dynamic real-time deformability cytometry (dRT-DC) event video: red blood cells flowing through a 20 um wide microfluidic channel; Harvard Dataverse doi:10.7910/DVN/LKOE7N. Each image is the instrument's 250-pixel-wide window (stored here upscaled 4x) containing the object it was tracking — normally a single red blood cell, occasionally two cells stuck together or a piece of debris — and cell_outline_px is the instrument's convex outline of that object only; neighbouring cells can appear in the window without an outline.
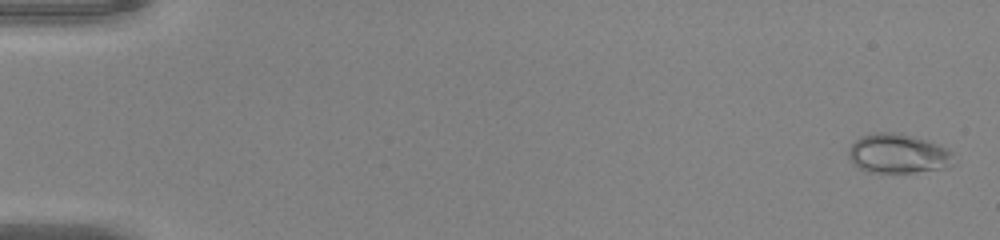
{"species": "common noctule bat (a hibernating species)", "species_latin": "Nyctalus noctula", "temperature_condition": "warm", "stored_images_in_passage": 51, "camera_frame_rate_fps": 3000, "um_per_image_px": 0.085, "animal": {"sex": "male", "body_mass_g": 20.0, "forearm_length_mm": 53.3}, "frame": {"image": 1, "passage_image": 2, "time_ms": 0.333, "image_size_px": [1000, 240], "cell_outline_px": [[952, 164], [948, 168], [912, 172], [868, 172], [852, 164], [848, 156], [848, 148], [860, 136], [872, 132], [900, 132], [928, 140], [948, 148], [952, 152]], "centroid_in_image_um": [76.32, 13.04], "position_along_channel_um": 8.7, "area_um2": 24.45}}
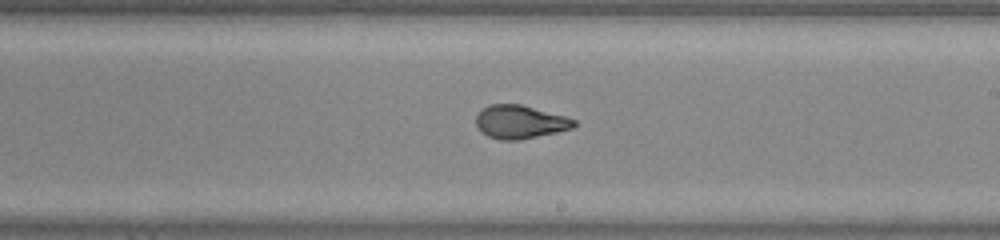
{"frame": {"image": 2, "passage_image": 31, "time_ms": 10.0, "image_size_px": [1000, 240], "cell_outline_px": [[576, 124], [572, 128], [556, 132], [520, 140], [500, 140], [488, 136], [480, 132], [476, 124], [476, 116], [484, 108], [492, 104], [520, 104], [564, 116], [576, 120]], "centroid_in_image_um": [44.18, 10.37], "position_along_channel_um": 244.8, "area_um2": 18.84}}
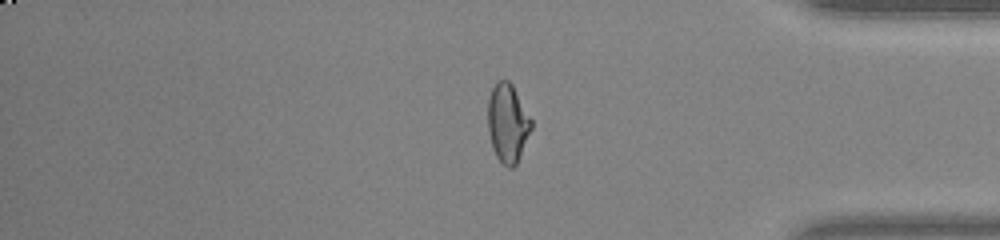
{"frame": {"image": 3, "passage_image": 43, "time_ms": 14.0, "image_size_px": [1000, 240], "cell_outline_px": [[532, 128], [516, 164], [512, 168], [508, 168], [496, 156], [492, 148], [488, 132], [488, 100], [492, 88], [496, 80], [508, 80], [512, 84], [532, 120]], "centroid_in_image_um": [43.14, 10.44], "position_along_channel_um": 392.1, "area_um2": 19.83}, "authors_computed_cell_mechanics": {"area_um2": 20.4034, "velocity_mm_per_s": 4.1583, "shape_relaxation_time_tau1_ms": 7.9316, "shape_relaxation_time_tau2_ms": 0.8167, "deformation_change_tau1": 0.2811, "deformation_change_tau2": 0.0561}}